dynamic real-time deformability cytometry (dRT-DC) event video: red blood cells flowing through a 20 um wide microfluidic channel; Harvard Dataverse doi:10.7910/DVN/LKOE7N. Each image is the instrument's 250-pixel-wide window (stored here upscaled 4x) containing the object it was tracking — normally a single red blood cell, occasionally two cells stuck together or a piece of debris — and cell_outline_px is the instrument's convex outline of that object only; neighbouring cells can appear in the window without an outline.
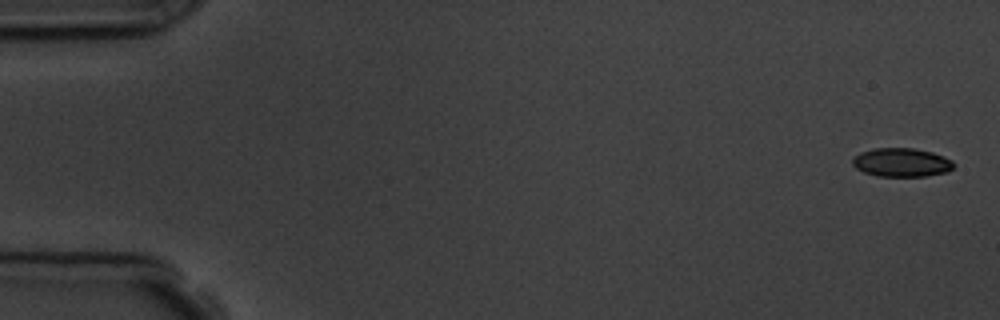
{"species": "common noctule bat (a hibernating species)", "species_latin": "Nyctalus noctula", "temperature_condition": "room temperature", "stored_images_in_passage": 4, "camera_frame_rate_fps": 3000, "um_per_image_px": 0.085, "animal": {"sex": "male", "body_mass_g": 19.5, "forearm_length_mm": 54.6}, "frame": {"image": 1, "passage_image": 1, "time_ms": 0.0, "image_size_px": [1000, 320], "cell_outline_px": [[956, 164], [948, 172], [924, 176], [876, 176], [864, 172], [856, 168], [852, 164], [852, 156], [860, 152], [872, 148], [916, 148], [932, 152], [944, 156], [952, 160]], "centroid_in_image_um": [76.62, 13.8], "position_along_channel_um": 8.4, "area_um2": 17.17}}